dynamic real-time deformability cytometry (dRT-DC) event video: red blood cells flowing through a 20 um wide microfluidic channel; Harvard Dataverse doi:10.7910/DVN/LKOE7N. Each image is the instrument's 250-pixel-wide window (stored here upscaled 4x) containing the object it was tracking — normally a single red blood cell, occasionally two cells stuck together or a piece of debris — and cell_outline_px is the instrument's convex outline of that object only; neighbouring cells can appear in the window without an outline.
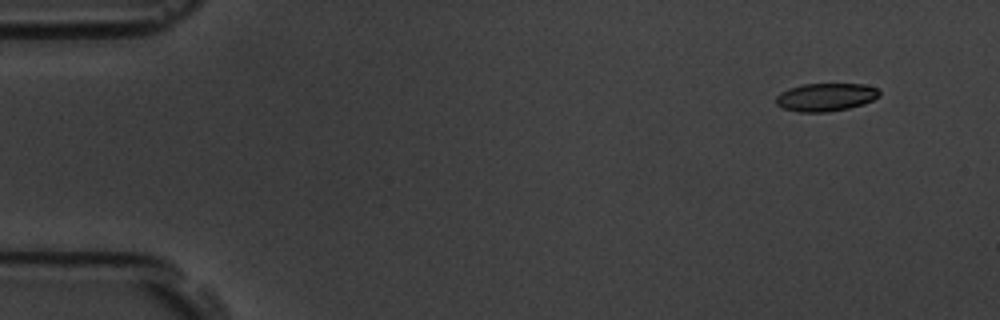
{"species": "common noctule bat (a hibernating species)", "species_latin": "Nyctalus noctula", "temperature_condition": "room temperature", "stored_images_in_passage": 10, "camera_frame_rate_fps": 3000, "um_per_image_px": 0.085, "animal": {"sex": "male", "body_mass_g": 19.5, "forearm_length_mm": 54.6}, "frame": {"image": 1, "passage_image": 1, "time_ms": 0.0, "image_size_px": [1000, 320], "cell_outline_px": [[880, 96], [864, 104], [848, 108], [828, 112], [800, 112], [784, 108], [776, 104], [776, 96], [780, 92], [788, 88], [804, 84], [864, 84], [876, 88], [880, 92]], "centroid_in_image_um": [70.18, 8.25], "position_along_channel_um": 14.8, "area_um2": 16.88}}
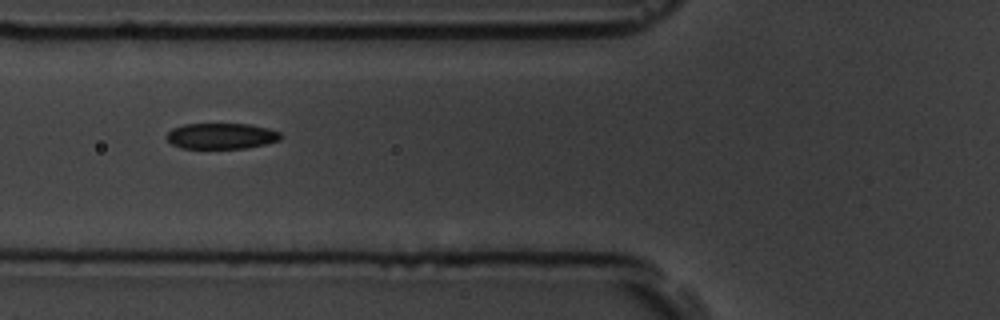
{"frame": {"image": 2, "passage_image": 6, "time_ms": 1.667, "image_size_px": [1000, 320], "cell_outline_px": [[280, 140], [264, 144], [244, 148], [180, 148], [172, 144], [164, 136], [172, 128], [184, 124], [248, 124], [268, 128], [280, 132]], "centroid_in_image_um": [18.77, 11.56], "position_along_channel_um": 107.0, "area_um2": 17.11}}
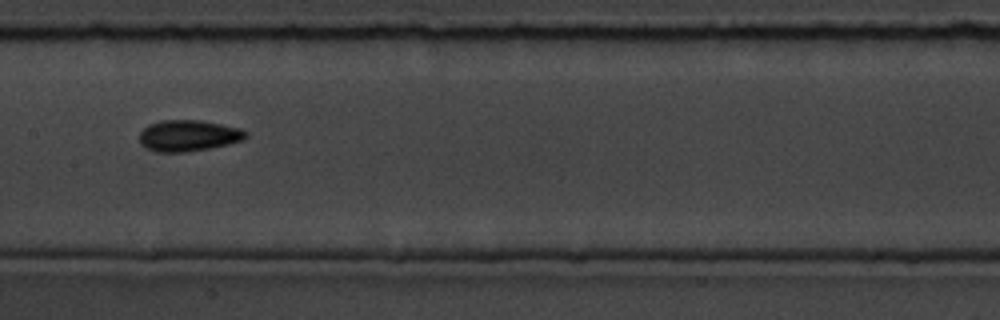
{"frame": {"image": 3, "passage_image": 8, "time_ms": 2.333, "image_size_px": [1000, 320], "cell_outline_px": [[248, 136], [244, 140], [228, 144], [188, 152], [156, 152], [140, 144], [140, 132], [148, 124], [160, 120], [200, 120], [240, 128], [248, 132]], "centroid_in_image_um": [16.02, 11.52], "position_along_channel_um": 191.4, "area_um2": 19.42}}